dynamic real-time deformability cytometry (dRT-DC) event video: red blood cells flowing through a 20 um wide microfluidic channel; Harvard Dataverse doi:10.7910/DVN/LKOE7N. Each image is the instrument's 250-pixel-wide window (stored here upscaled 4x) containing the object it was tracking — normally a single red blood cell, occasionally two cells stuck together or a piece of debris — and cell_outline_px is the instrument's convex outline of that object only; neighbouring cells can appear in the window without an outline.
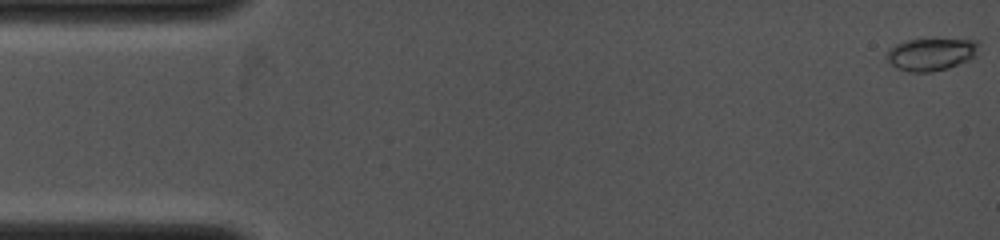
{"species": "common noctule bat (a hibernating species)", "species_latin": "Nyctalus noctula", "temperature_condition": "cold", "stored_images_in_passage": 8, "camera_frame_rate_fps": 4000, "um_per_image_px": 0.085, "animal": {"sex": "female", "body_mass_g": 19.0, "forearm_length_mm": 53.3}, "frame": {"image": 1, "passage_image": 1, "time_ms": 0.0, "image_size_px": [1000, 240], "cell_outline_px": [[980, 44], [976, 56], [968, 60], [948, 68], [932, 72], [908, 72], [896, 68], [884, 56], [888, 48], [896, 44], [908, 40], [980, 40]], "centroid_in_image_um": [79.13, 4.62], "position_along_channel_um": 5.9, "area_um2": 17.46}}
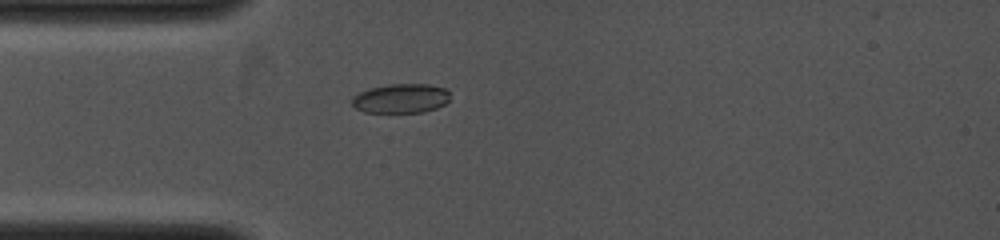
{"frame": {"image": 2, "passage_image": 8, "time_ms": 3.5, "image_size_px": [1000, 240], "cell_outline_px": [[448, 100], [444, 104], [436, 108], [424, 112], [364, 112], [356, 108], [352, 104], [352, 96], [368, 88], [388, 84], [428, 84], [444, 88], [448, 92]], "centroid_in_image_um": [34.04, 8.36], "position_along_channel_um": 51.0, "area_um2": 16.7}}